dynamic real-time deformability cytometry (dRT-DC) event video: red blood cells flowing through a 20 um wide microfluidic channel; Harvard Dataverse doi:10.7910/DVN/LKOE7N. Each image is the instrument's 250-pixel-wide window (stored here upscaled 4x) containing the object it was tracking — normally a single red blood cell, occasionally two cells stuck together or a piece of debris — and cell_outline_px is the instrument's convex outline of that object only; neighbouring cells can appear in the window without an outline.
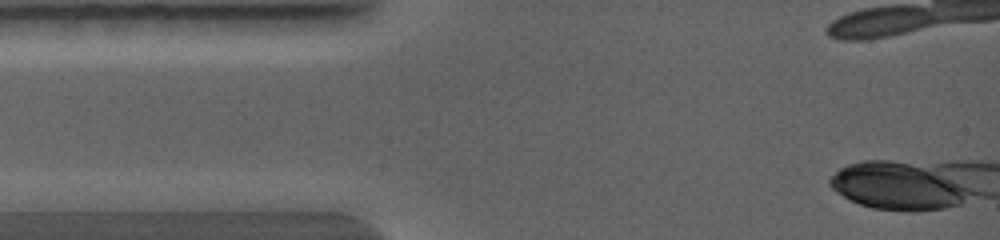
{"species": "common noctule bat (a hibernating species)", "species_latin": "Nyctalus noctula", "temperature_condition": "warm", "stored_images_in_passage": 2, "camera_frame_rate_fps": 5000, "um_per_image_px": 0.085, "animal": {"sex": "female", "body_mass_g": 19.0, "forearm_length_mm": 56.7}, "frame": {"image": 1, "passage_image": 1, "time_ms": 0.0, "image_size_px": [1000, 240], "cell_outline_px": [[960, 200], [956, 204], [940, 208], [872, 208], [860, 204], [844, 196], [832, 188], [832, 180], [844, 168], [856, 164], [904, 164], [916, 168], [952, 184], [960, 188]], "centroid_in_image_um": [76.04, 15.9], "position_along_channel_um": 9.0, "area_um2": 32.19}}